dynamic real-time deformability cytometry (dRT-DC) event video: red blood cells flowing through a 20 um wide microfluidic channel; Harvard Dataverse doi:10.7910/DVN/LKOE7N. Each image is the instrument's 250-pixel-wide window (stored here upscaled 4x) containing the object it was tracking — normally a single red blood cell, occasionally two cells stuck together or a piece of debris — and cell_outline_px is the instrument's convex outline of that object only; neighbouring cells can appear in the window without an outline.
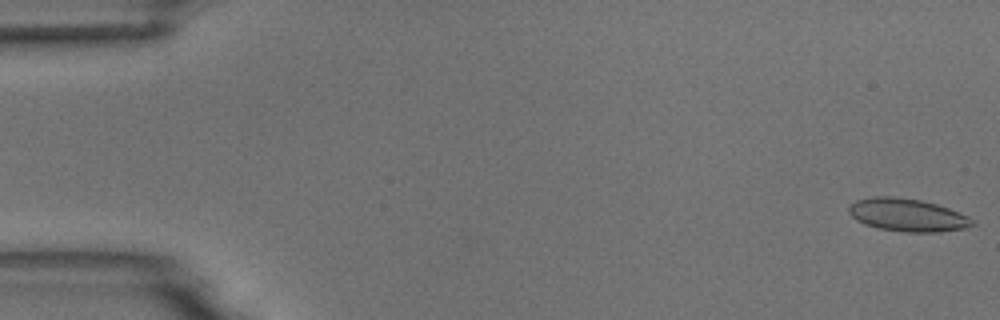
{"species": "common noctule bat (a hibernating species)", "species_latin": "Nyctalus noctula", "temperature_condition": "room temperature", "stored_images_in_passage": 6, "segment_of_instrument_passage": [2, 2], "camera_frame_rate_fps": 3000, "um_per_image_px": 0.085, "animal": {"sex": "male", "body_mass_g": 18.8}, "frame": {"image": 1, "passage_image": 6, "time_ms": 5.667, "image_size_px": [1000, 320], "cell_outline_px": [[976, 224], [964, 228], [940, 232], [904, 232], [880, 228], [864, 224], [856, 220], [848, 212], [848, 204], [856, 200], [876, 196], [892, 196], [920, 200], [936, 204], [960, 212], [976, 220]], "centroid_in_image_um": [77.14, 18.27], "position_along_channel_um": 7.9, "area_um2": 23.76}}